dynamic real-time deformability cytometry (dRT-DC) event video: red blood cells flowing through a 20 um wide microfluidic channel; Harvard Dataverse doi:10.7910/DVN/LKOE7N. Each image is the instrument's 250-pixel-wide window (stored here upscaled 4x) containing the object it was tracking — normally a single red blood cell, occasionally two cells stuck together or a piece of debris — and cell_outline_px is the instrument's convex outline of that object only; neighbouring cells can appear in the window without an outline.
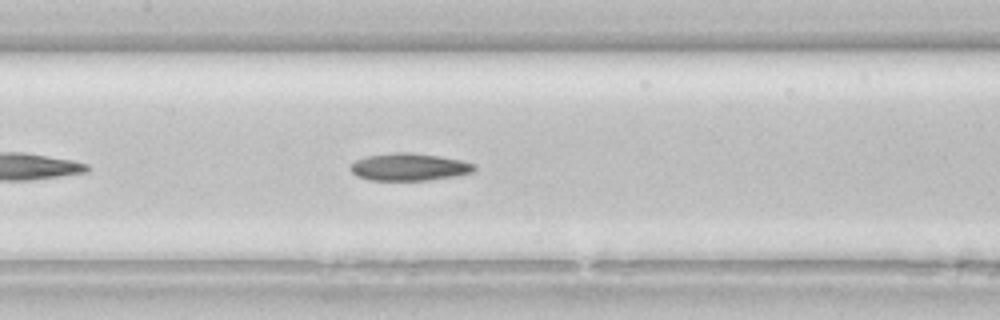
{"species": "common noctule bat (a hibernating species)", "species_latin": "Nyctalus noctula", "temperature_condition": "room temperature", "stored_images_in_passage": 20, "camera_frame_rate_fps": 3000, "um_per_image_px": 0.085, "animal": {"sex": "female", "body_mass_g": 22.7, "forearm_length_mm": 54.2}, "frame": {"image": 1, "passage_image": 9, "time_ms": 2.667, "image_size_px": [1000, 320], "cell_outline_px": [[476, 172], [428, 180], [368, 180], [356, 176], [348, 168], [356, 160], [364, 156], [392, 152], [408, 152], [440, 156], [460, 160], [476, 164]], "centroid_in_image_um": [34.76, 14.18], "position_along_channel_um": 172.6, "area_um2": 19.94}}